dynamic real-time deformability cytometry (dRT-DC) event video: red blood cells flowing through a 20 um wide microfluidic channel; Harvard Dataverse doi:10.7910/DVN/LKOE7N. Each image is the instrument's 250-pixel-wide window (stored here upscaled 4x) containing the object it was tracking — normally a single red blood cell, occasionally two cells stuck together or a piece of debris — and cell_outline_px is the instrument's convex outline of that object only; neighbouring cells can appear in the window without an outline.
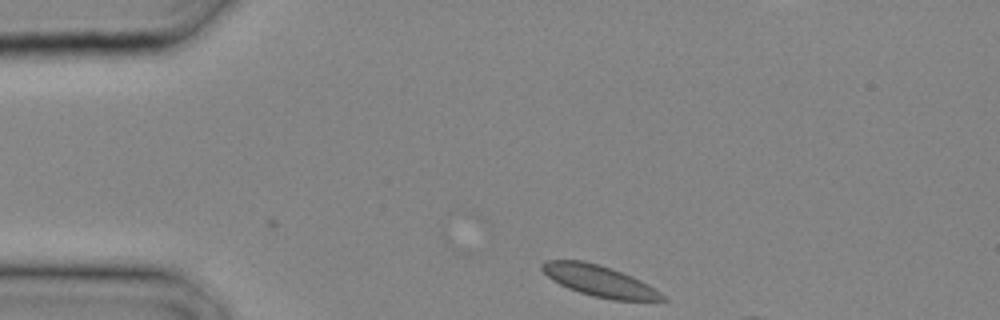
{"species": "common noctule bat (a hibernating species)", "species_latin": "Nyctalus noctula", "temperature_condition": "cold", "stored_images_in_passage": 13, "camera_frame_rate_fps": 3000, "um_per_image_px": 0.085, "animal": {"sex": "male", "body_mass_g": 20.4}, "frame": {"image": 1, "passage_image": 1, "time_ms": 0.0, "image_size_px": [1000, 320], "cell_outline_px": [[668, 300], [612, 300], [592, 296], [568, 288], [552, 280], [540, 268], [540, 264], [548, 260], [584, 260], [612, 268], [632, 276], [648, 284], [660, 292]], "centroid_in_image_um": [50.93, 23.87], "position_along_channel_um": 34.1, "area_um2": 21.73}}
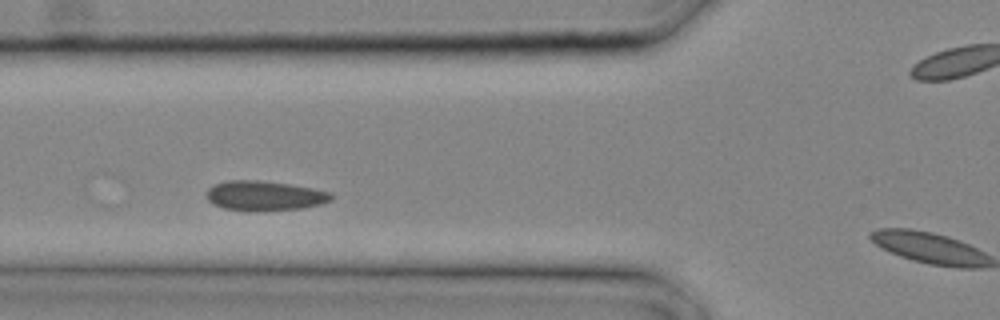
{"frame": {"image": 2, "passage_image": 6, "time_ms": 1.667, "image_size_px": [1000, 320], "cell_outline_px": [[332, 200], [320, 204], [300, 208], [256, 212], [224, 208], [212, 204], [208, 200], [208, 188], [212, 184], [228, 180], [256, 180], [288, 184], [312, 188], [332, 192]], "centroid_in_image_um": [22.47, 16.64], "position_along_channel_um": 103.3, "area_um2": 21.68}}
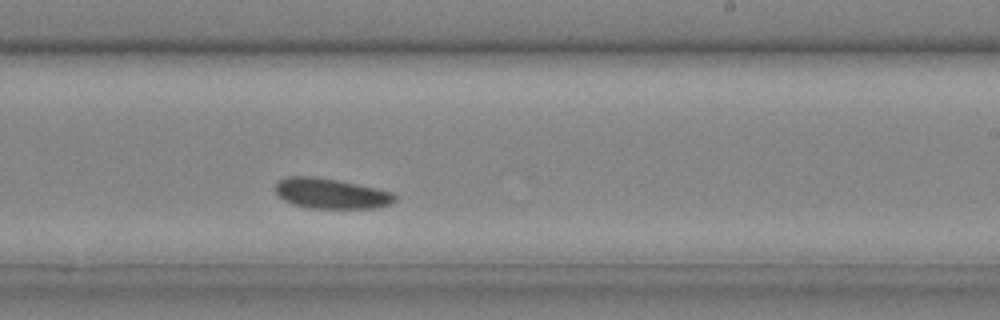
{"frame": {"image": 3, "passage_image": 13, "time_ms": 4.0, "image_size_px": [1000, 320], "cell_outline_px": [[396, 200], [392, 204], [376, 208], [308, 208], [292, 204], [284, 200], [276, 192], [276, 184], [280, 180], [288, 176], [312, 176], [336, 180], [356, 184], [392, 192], [396, 196]], "centroid_in_image_um": [28.14, 16.46], "position_along_channel_um": 260.9, "area_um2": 20.92}}